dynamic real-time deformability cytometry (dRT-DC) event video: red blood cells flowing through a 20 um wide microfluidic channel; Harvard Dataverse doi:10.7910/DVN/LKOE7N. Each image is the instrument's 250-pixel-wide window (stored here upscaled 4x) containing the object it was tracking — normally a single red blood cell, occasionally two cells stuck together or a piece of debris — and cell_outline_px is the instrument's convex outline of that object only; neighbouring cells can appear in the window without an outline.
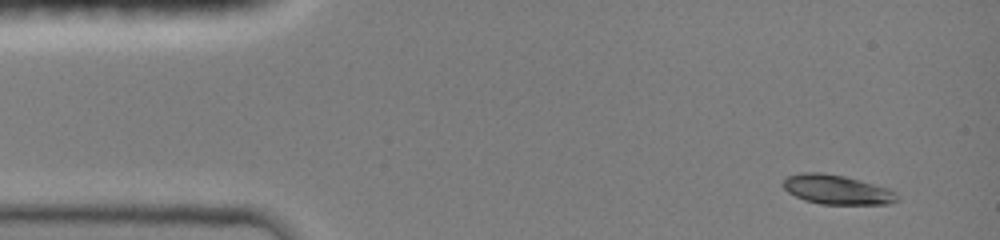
{"species": "common noctule bat (a hibernating species)", "species_latin": "Nyctalus noctula", "temperature_condition": "room temperature", "stored_images_in_passage": 4, "camera_frame_rate_fps": 3000, "um_per_image_px": 0.085, "animal": {"sex": "female", "body_mass_g": 19.0, "forearm_length_mm": 51.5}, "frame": {"image": 1, "passage_image": 1, "time_ms": 0.0, "image_size_px": [1000, 240], "cell_outline_px": [[900, 200], [888, 204], [820, 204], [804, 200], [788, 192], [784, 188], [784, 180], [788, 176], [804, 172], [820, 172], [844, 176], [888, 188], [896, 192]], "centroid_in_image_um": [71.16, 16.13], "position_along_channel_um": 13.8, "area_um2": 19.42}}
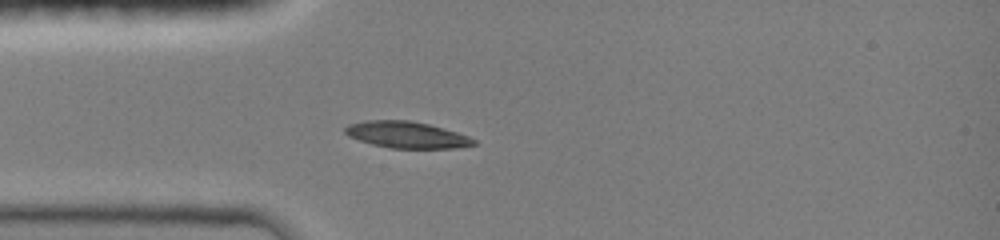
{"frame": {"image": 2, "passage_image": 4, "time_ms": 3.0, "image_size_px": [1000, 240], "cell_outline_px": [[476, 144], [460, 148], [392, 148], [372, 144], [348, 136], [344, 132], [344, 128], [348, 124], [368, 120], [408, 120], [428, 124], [456, 132], [468, 136], [476, 140]], "centroid_in_image_um": [34.56, 11.46], "position_along_channel_um": 50.4, "area_um2": 19.77}}